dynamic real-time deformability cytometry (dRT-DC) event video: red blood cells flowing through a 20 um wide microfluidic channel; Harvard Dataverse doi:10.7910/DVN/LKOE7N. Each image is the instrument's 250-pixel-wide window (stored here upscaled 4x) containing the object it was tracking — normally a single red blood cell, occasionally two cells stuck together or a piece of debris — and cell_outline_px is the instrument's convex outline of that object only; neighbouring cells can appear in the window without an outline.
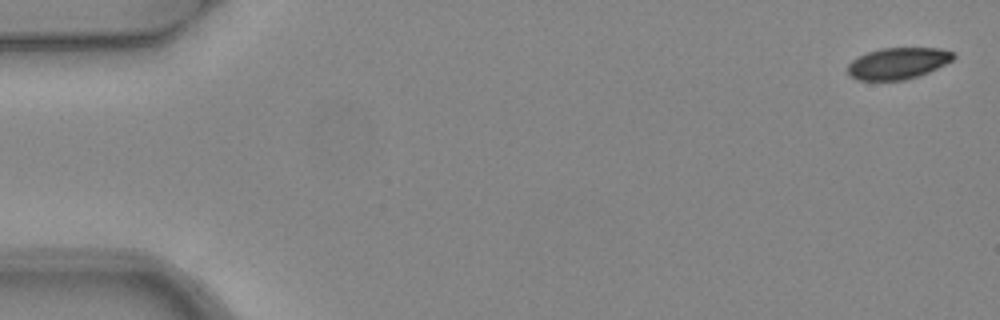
{"species": "common noctule bat (a hibernating species)", "species_latin": "Nyctalus noctula", "temperature_condition": "warm", "stored_images_in_passage": 4, "camera_frame_rate_fps": 3000, "um_per_image_px": 0.085, "animal": {"sex": "female", "body_mass_g": 24.6, "forearm_length_mm": 56.2}, "frame": {"image": 1, "passage_image": 1, "time_ms": 0.0, "image_size_px": [1000, 320], "cell_outline_px": [[956, 56], [952, 60], [928, 72], [904, 80], [856, 80], [848, 72], [848, 64], [852, 60], [868, 52], [880, 48], [940, 48], [952, 52]], "centroid_in_image_um": [76.31, 5.38], "position_along_channel_um": 8.7, "area_um2": 19.13}}